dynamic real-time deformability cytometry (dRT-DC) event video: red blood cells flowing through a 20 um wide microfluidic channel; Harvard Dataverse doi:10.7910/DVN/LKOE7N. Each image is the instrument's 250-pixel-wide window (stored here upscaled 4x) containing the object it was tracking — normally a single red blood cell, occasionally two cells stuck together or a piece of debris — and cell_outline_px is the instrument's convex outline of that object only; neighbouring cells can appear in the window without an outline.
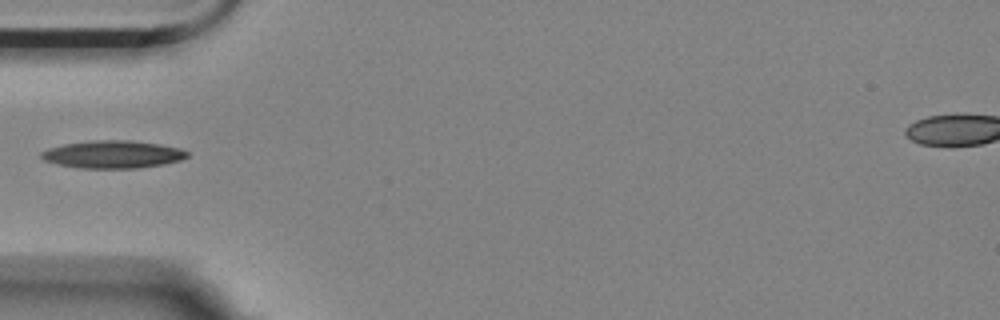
{"species": "Egyptian fruit bat (a non-hibernating species)", "species_latin": "Rousettus aegyptiacus", "temperature_condition": "room temperature", "stored_images_in_passage": 5, "camera_frame_rate_fps": 3000, "um_per_image_px": 0.085, "animal": {"sex": "female"}, "frame": {"image": 1, "passage_image": 5, "time_ms": 1.333, "image_size_px": [1000, 320], "cell_outline_px": [[188, 156], [180, 160], [164, 164], [136, 168], [80, 168], [60, 164], [44, 160], [40, 156], [40, 152], [48, 148], [64, 144], [92, 140], [132, 140], [160, 144], [180, 148], [188, 152]], "centroid_in_image_um": [9.59, 13.11], "position_along_channel_um": 75.4, "area_um2": 23.47}}